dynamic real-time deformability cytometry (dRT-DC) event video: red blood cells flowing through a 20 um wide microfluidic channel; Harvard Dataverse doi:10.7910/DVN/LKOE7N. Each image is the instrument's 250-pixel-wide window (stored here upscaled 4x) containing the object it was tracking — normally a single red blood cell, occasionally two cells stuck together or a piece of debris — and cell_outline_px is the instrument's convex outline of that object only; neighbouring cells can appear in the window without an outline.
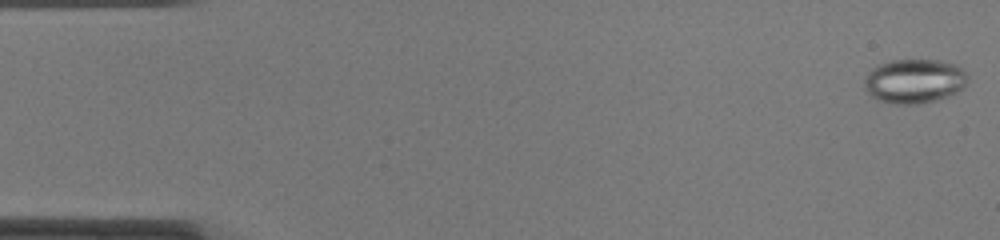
{"species": "common noctule bat (a hibernating species)", "species_latin": "Nyctalus noctula", "temperature_condition": "cold", "stored_images_in_passage": 50, "camera_frame_rate_fps": 3000, "um_per_image_px": 0.085, "animal": {"sex": "female", "body_mass_g": 22.0, "forearm_length_mm": 56.7}, "frame": {"image": 1, "passage_image": 1, "time_ms": 0.0, "image_size_px": [1000, 240], "cell_outline_px": [[968, 80], [964, 88], [948, 96], [936, 100], [912, 104], [896, 104], [880, 100], [872, 96], [864, 88], [864, 76], [876, 64], [892, 60], [936, 60], [956, 64], [968, 76]], "centroid_in_image_um": [77.7, 6.88], "position_along_channel_um": 7.3, "area_um2": 26.7}}
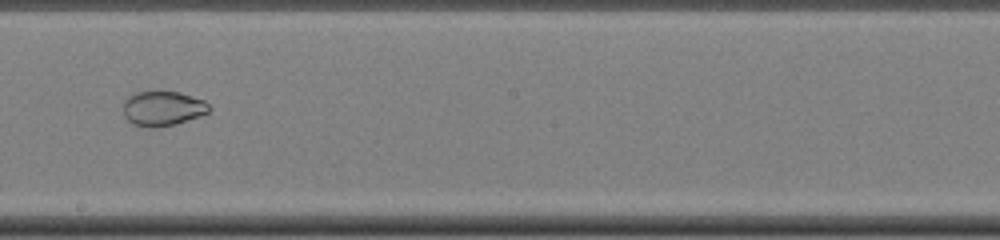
{"frame": {"image": 2, "passage_image": 28, "time_ms": 9.0, "image_size_px": [1000, 240], "cell_outline_px": [[212, 108], [208, 112], [200, 116], [176, 124], [152, 128], [132, 124], [124, 116], [124, 100], [128, 96], [136, 92], [180, 92], [204, 100]], "centroid_in_image_um": [13.84, 9.22], "position_along_channel_um": 234.4, "area_um2": 17.4}}
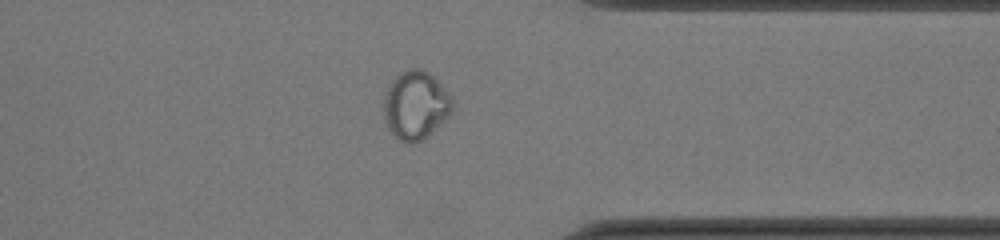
{"frame": {"image": 3, "passage_image": 39, "time_ms": 12.667, "image_size_px": [1000, 240], "cell_outline_px": [[456, 104], [452, 112], [444, 120], [420, 140], [412, 144], [404, 144], [388, 128], [384, 120], [384, 92], [388, 84], [400, 72], [412, 68], [420, 68], [428, 72], [452, 96]], "centroid_in_image_um": [35.32, 8.92], "position_along_channel_um": 376.1, "area_um2": 27.4}, "authors_computed_cell_mechanics": {"area_um2": 25.8944, "velocity_mm_per_s": 4.0087, "shape_relaxation_time_tau1_ms": null, "shape_relaxation_time_tau2_ms": 0.7527, "deformation_change_tau1": null, "deformation_change_tau2": 0.043}}